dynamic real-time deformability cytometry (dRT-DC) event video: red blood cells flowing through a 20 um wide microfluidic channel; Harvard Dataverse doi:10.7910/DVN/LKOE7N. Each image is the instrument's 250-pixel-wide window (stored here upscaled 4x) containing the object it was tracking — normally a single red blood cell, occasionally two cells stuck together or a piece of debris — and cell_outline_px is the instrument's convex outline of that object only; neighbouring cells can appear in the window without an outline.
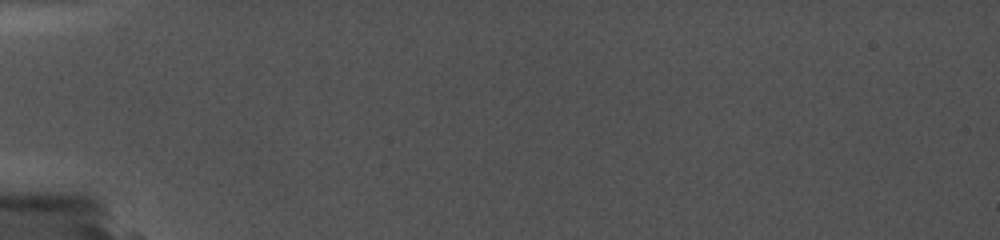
{"species": "common noctule bat (a hibernating species)", "species_latin": "Nyctalus noctula", "temperature_condition": "cold", "stored_images_in_passage": 2, "camera_frame_rate_fps": 5000, "um_per_image_px": 0.085, "animal": {"sex": "female", "body_mass_g": 19.0, "forearm_length_mm": 56.7}, "frame": {"image": 1, "passage_image": 1, "time_ms": 0.0, "image_size_px": [1000, 240], "cell_outline_px": [[672, 132], [668, 136], [612, 140], [600, 140], [528, 136], [516, 128], [552, 124], [636, 128]], "centroid_in_image_um": [50.19, 11.24], "position_along_channel_um": 34.8, "area_um2": 12.02}}